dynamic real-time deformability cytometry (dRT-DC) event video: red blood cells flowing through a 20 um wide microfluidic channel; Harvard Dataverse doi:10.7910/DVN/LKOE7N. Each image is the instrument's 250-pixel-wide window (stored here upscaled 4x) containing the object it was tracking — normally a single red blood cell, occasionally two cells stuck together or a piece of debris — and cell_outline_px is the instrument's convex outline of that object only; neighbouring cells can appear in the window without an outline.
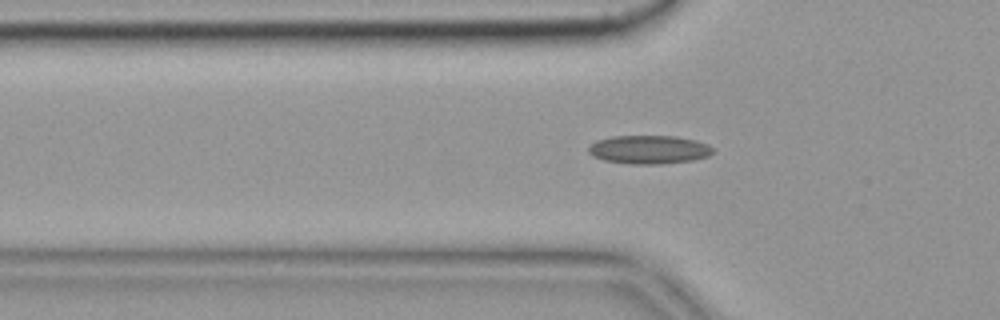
{"species": "common noctule bat (a hibernating species)", "species_latin": "Nyctalus noctula", "temperature_condition": "cold", "stored_images_in_passage": 4, "camera_frame_rate_fps": 3000, "um_per_image_px": 0.085, "animal": {"sex": "female", "body_mass_g": 19.9}, "frame": {"image": 1, "passage_image": 4, "time_ms": 1.0, "image_size_px": [1000, 320], "cell_outline_px": [[712, 152], [708, 156], [692, 160], [660, 164], [628, 164], [604, 160], [592, 156], [588, 152], [588, 148], [596, 140], [612, 136], [676, 136], [696, 140], [708, 144], [712, 148]], "centroid_in_image_um": [55.14, 12.71], "position_along_channel_um": 70.7, "area_um2": 20.69}}